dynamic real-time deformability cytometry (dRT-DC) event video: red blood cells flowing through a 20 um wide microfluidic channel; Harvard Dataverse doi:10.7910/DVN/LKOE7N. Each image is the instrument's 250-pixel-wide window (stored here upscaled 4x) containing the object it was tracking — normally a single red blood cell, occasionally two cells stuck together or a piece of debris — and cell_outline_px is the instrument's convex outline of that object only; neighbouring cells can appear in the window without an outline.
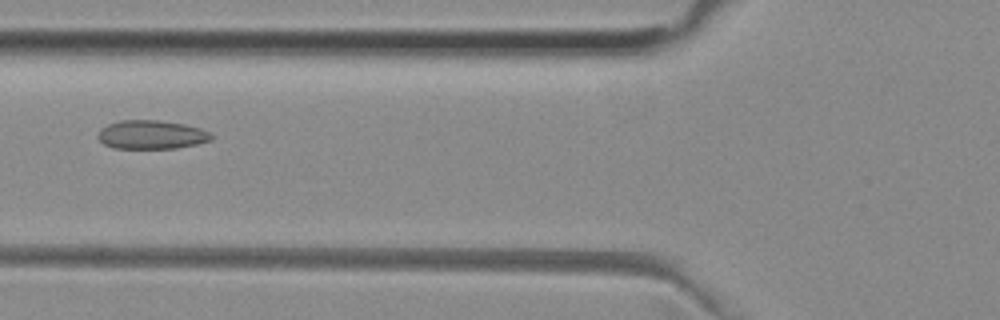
{"species": "common noctule bat (a hibernating species)", "species_latin": "Nyctalus noctula", "temperature_condition": "room temperature", "stored_images_in_passage": 49, "camera_frame_rate_fps": 3000, "um_per_image_px": 0.085, "animal": {"sex": "female", "body_mass_g": 29.2, "forearm_length_mm": 56.3}, "frame": {"image": 1, "passage_image": 17, "time_ms": 5.333, "image_size_px": [1000, 320], "cell_outline_px": [[212, 140], [196, 144], [176, 148], [112, 148], [104, 144], [96, 136], [100, 128], [108, 124], [120, 120], [156, 120], [184, 124], [200, 128], [208, 132], [212, 136]], "centroid_in_image_um": [12.83, 11.44], "position_along_channel_um": 113.0, "area_um2": 18.96}}
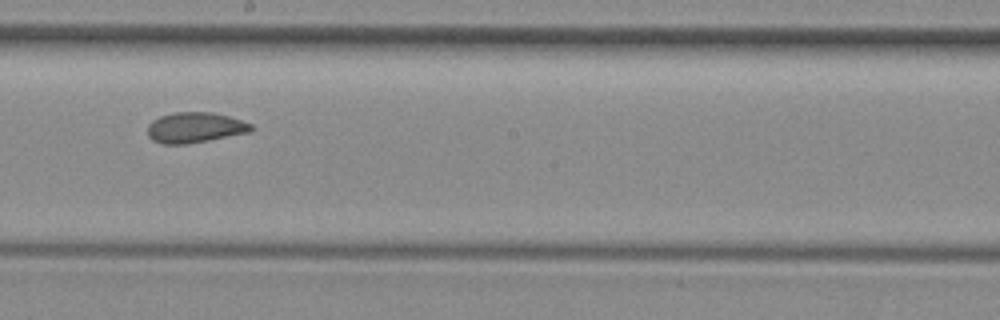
{"frame": {"image": 2, "passage_image": 26, "time_ms": 8.333, "image_size_px": [1000, 320], "cell_outline_px": [[252, 132], [208, 140], [184, 144], [164, 144], [152, 140], [148, 136], [148, 124], [152, 120], [160, 116], [176, 112], [212, 112], [228, 116], [252, 124]], "centroid_in_image_um": [16.56, 10.84], "position_along_channel_um": 231.6, "area_um2": 18.32}}
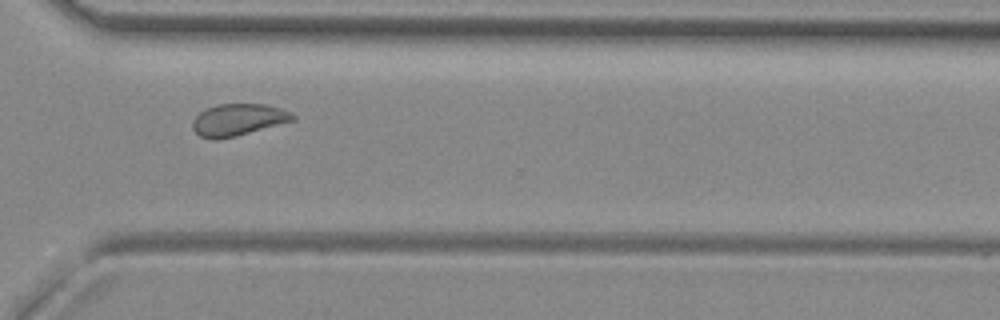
{"frame": {"image": 3, "passage_image": 35, "time_ms": 11.333, "image_size_px": [1000, 320], "cell_outline_px": [[296, 120], [236, 136], [216, 140], [212, 140], [200, 136], [192, 128], [192, 120], [200, 112], [216, 104], [264, 104], [280, 108], [296, 116]], "centroid_in_image_um": [20.22, 10.19], "position_along_channel_um": 350.4, "area_um2": 18.61}, "authors_computed_cell_mechanics": {"area_um2": 19.074, "velocity_mm_per_s": 3.96, "shape_relaxation_time_tau1_ms": null, "shape_relaxation_time_tau2_ms": 1.2741, "deformation_change_tau1": null, "deformation_change_tau2": 0.0726}}